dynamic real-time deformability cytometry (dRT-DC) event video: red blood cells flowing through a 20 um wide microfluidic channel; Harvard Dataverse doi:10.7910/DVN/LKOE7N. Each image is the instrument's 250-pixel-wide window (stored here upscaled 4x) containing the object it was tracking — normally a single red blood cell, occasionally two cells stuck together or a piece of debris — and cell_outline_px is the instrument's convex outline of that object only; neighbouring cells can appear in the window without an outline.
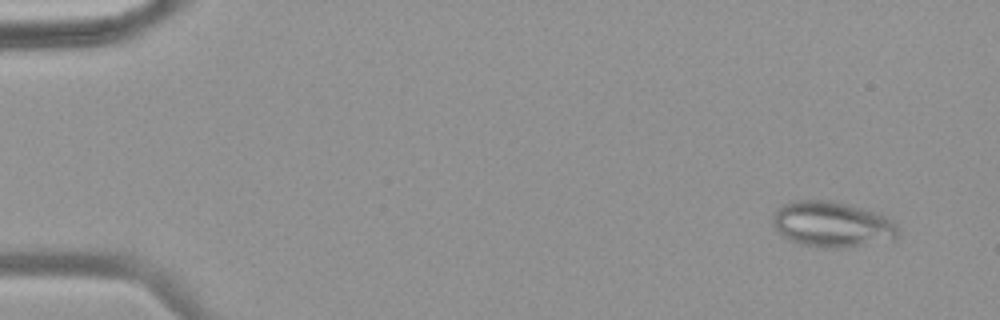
{"species": "common noctule bat (a hibernating species)", "species_latin": "Nyctalus noctula", "temperature_condition": "warm", "stored_images_in_passage": 49, "camera_frame_rate_fps": 3000, "um_per_image_px": 0.085, "animal": {"sex": "female", "body_mass_g": 18.4}, "frame": {"image": 1, "passage_image": 4, "time_ms": 1.0, "image_size_px": [1000, 320], "cell_outline_px": [[900, 236], [896, 240], [860, 244], [800, 244], [784, 236], [772, 224], [772, 216], [776, 208], [780, 204], [792, 200], [832, 200], [848, 204], [876, 212], [892, 220], [900, 228]], "centroid_in_image_um": [70.74, 18.99], "position_along_channel_um": 14.3, "area_um2": 32.54}}
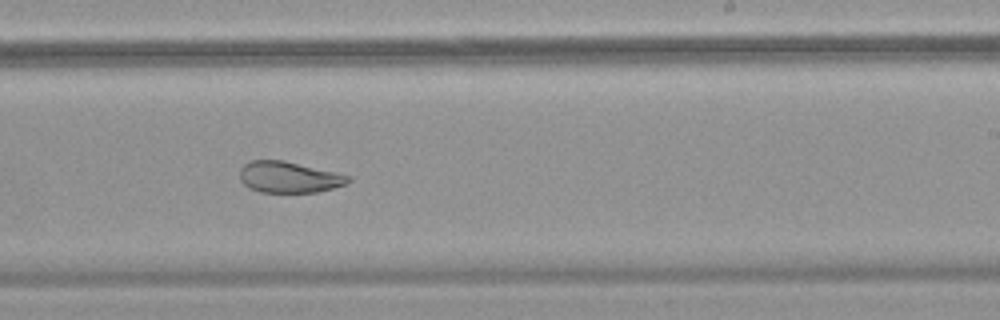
{"frame": {"image": 2, "passage_image": 31, "time_ms": 10.0, "image_size_px": [1000, 320], "cell_outline_px": [[352, 180], [344, 184], [332, 188], [316, 192], [260, 192], [248, 188], [240, 180], [240, 168], [244, 164], [252, 160], [284, 160], [352, 176]], "centroid_in_image_um": [24.54, 15.05], "position_along_channel_um": 264.5, "area_um2": 19.71}}
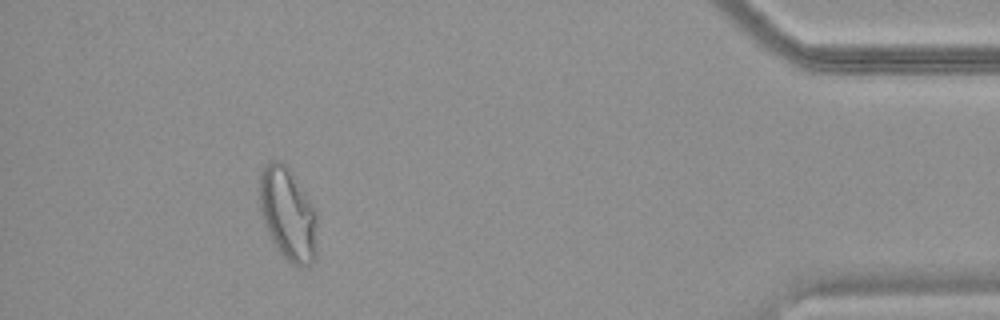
{"frame": {"image": 3, "passage_image": 45, "time_ms": 14.667, "image_size_px": [1000, 320], "cell_outline_px": [[316, 256], [312, 264], [304, 268], [296, 268], [276, 248], [264, 224], [260, 212], [260, 172], [264, 164], [272, 160], [280, 160], [288, 168], [316, 208]], "centroid_in_image_um": [24.48, 18.22], "position_along_channel_um": 410.7, "area_um2": 31.44}}